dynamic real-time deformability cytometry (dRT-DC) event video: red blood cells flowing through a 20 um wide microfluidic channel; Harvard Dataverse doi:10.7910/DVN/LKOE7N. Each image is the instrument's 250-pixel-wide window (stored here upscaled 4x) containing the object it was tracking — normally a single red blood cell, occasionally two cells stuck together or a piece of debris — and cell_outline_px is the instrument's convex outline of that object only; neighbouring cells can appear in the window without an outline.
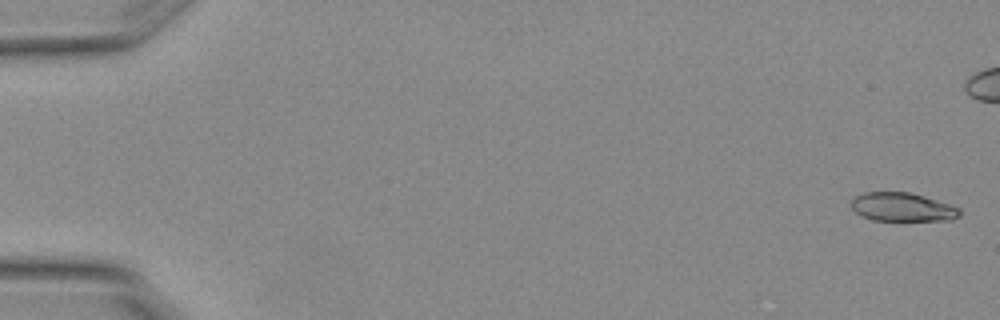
{"species": "Egyptian fruit bat (a non-hibernating species)", "species_latin": "Rousettus aegyptiacus", "temperature_condition": "warm", "stored_images_in_passage": 6, "camera_frame_rate_fps": 3000, "um_per_image_px": 0.085, "animal": {"sex": "female"}, "frame": {"image": 1, "passage_image": 1, "time_ms": 0.0, "image_size_px": [1000, 320], "cell_outline_px": [[960, 216], [952, 220], [872, 220], [860, 216], [848, 204], [856, 196], [864, 192], [912, 192], [960, 208]], "centroid_in_image_um": [76.67, 17.6], "position_along_channel_um": 8.3, "area_um2": 18.15}}